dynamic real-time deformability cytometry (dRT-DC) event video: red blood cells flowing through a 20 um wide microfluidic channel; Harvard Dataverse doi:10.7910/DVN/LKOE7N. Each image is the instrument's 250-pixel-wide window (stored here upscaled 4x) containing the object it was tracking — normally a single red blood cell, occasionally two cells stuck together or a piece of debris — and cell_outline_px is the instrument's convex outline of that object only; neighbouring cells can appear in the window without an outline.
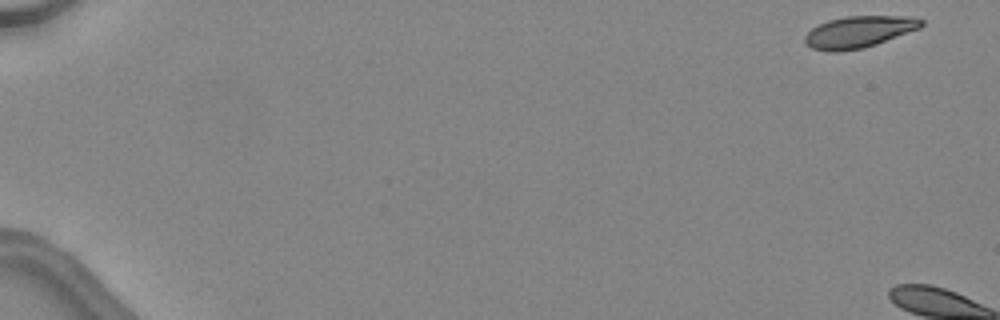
{"species": "common noctule bat (a hibernating species)", "species_latin": "Nyctalus noctula", "temperature_condition": "warm", "stored_images_in_passage": 4, "camera_frame_rate_fps": 3000, "um_per_image_px": 0.085, "animal": {"sex": "female", "body_mass_g": 24.6, "forearm_length_mm": 56.2}, "frame": {"image": 1, "passage_image": 1, "time_ms": 0.0, "image_size_px": [1000, 320], "cell_outline_px": [[924, 24], [920, 28], [876, 44], [864, 48], [840, 52], [828, 52], [812, 48], [804, 40], [804, 36], [812, 28], [828, 20], [848, 16], [912, 16], [924, 20]], "centroid_in_image_um": [73.02, 2.71], "position_along_channel_um": 12.0, "area_um2": 21.5}}